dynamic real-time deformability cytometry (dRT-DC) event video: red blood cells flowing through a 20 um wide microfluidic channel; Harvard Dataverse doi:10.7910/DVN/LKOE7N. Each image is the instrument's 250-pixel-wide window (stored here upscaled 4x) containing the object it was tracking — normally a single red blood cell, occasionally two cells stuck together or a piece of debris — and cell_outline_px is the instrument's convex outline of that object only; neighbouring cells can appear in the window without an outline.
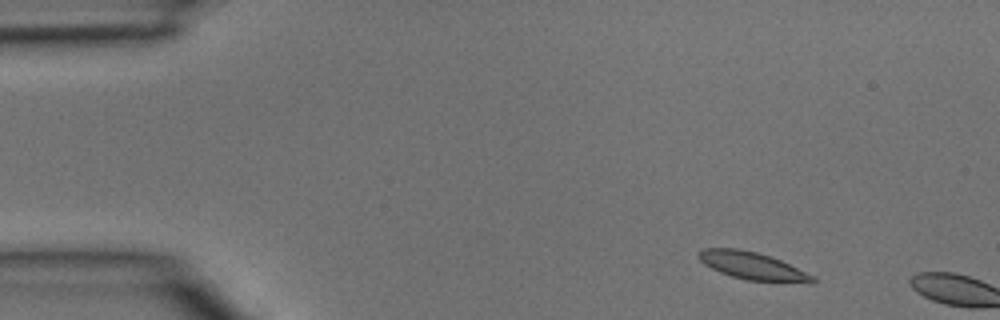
{"species": "common noctule bat (a hibernating species)", "species_latin": "Nyctalus noctula", "temperature_condition": "room temperature", "stored_images_in_passage": 2, "camera_frame_rate_fps": 3000, "um_per_image_px": 0.085, "animal": {"sex": "male", "body_mass_g": 15.6}, "frame": {"image": 1, "passage_image": 1, "time_ms": 0.0, "image_size_px": [1000, 320], "cell_outline_px": [[816, 280], [812, 284], [748, 280], [732, 276], [720, 272], [704, 264], [696, 256], [696, 252], [704, 248], [740, 248], [756, 252], [780, 260], [816, 276]], "centroid_in_image_um": [63.99, 22.61], "position_along_channel_um": 21.0, "area_um2": 18.5}}